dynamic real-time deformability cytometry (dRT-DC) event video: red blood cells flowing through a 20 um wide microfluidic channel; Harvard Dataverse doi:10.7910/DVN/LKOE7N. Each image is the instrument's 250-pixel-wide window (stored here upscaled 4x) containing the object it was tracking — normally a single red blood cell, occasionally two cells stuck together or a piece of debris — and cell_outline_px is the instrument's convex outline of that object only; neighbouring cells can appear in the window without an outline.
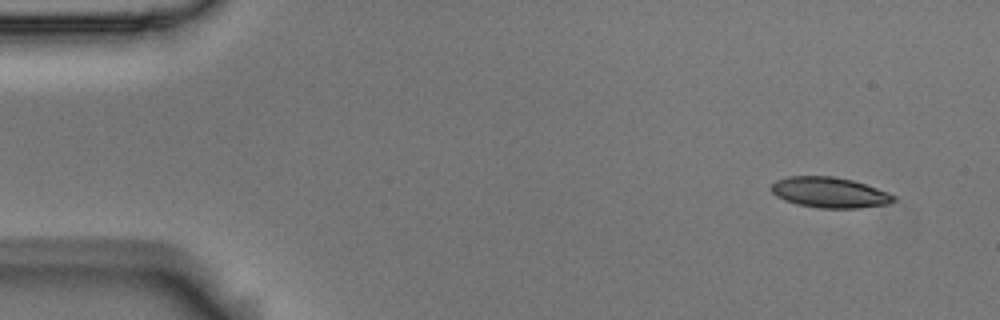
{"species": "Egyptian fruit bat (a non-hibernating species)", "species_latin": "Rousettus aegyptiacus", "temperature_condition": "room temperature", "stored_images_in_passage": 4, "camera_frame_rate_fps": 3000, "um_per_image_px": 0.085, "animal": {"sex": "male"}, "frame": {"image": 1, "passage_image": 1, "time_ms": 0.0, "image_size_px": [1000, 320], "cell_outline_px": [[896, 200], [888, 204], [860, 208], [820, 208], [796, 204], [784, 200], [776, 196], [772, 192], [772, 184], [776, 180], [788, 176], [832, 176], [852, 180], [888, 192], [896, 196]], "centroid_in_image_um": [70.52, 16.36], "position_along_channel_um": 14.5, "area_um2": 21.79}}
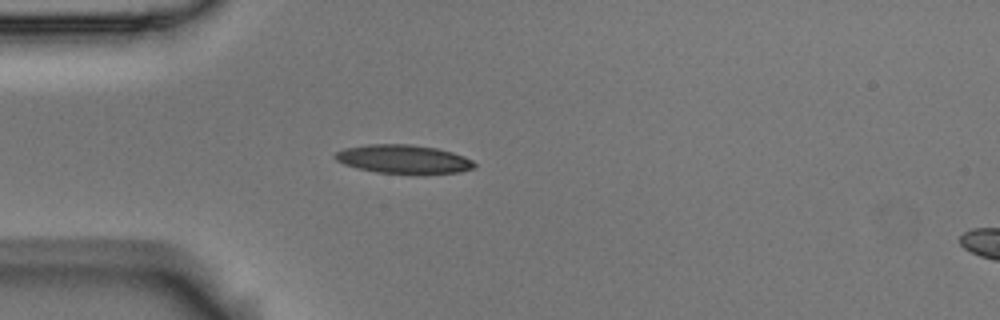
{"frame": {"image": 2, "passage_image": 3, "time_ms": 0.667, "image_size_px": [1000, 320], "cell_outline_px": [[476, 164], [472, 168], [460, 172], [424, 176], [376, 172], [356, 168], [344, 164], [336, 160], [332, 156], [336, 152], [344, 148], [368, 144], [412, 144], [436, 148], [452, 152], [464, 156], [472, 160]], "centroid_in_image_um": [34.31, 13.56], "position_along_channel_um": 50.7, "area_um2": 23.99}}